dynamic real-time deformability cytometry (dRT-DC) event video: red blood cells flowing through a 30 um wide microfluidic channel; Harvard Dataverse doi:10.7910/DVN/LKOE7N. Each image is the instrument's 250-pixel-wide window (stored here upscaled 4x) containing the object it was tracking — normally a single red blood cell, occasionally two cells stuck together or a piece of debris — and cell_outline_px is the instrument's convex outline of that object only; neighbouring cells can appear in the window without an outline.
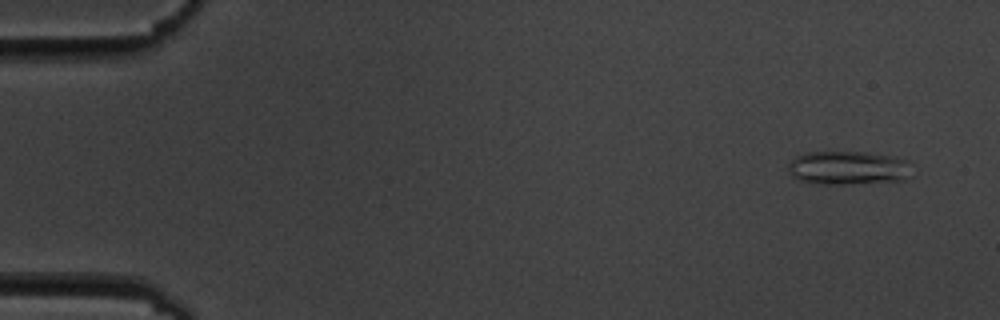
{"species": "common noctule bat (a hibernating species)", "species_latin": "Nyctalus noctula", "temperature_condition": "cold", "stored_images_in_passage": 4, "camera_frame_rate_fps": 3000, "um_per_image_px": 0.085, "animal": {"sex": "male", "body_mass_g": 19.5, "forearm_length_mm": 54.6}, "frame": {"image": 1, "passage_image": 1, "time_ms": 0.0, "image_size_px": [1000, 320], "cell_outline_px": [[912, 176], [904, 180], [844, 184], [820, 184], [800, 180], [792, 176], [788, 168], [788, 164], [796, 156], [808, 152], [864, 152], [896, 156], [908, 160]], "centroid_in_image_um": [72.13, 14.26], "position_along_channel_um": 12.9, "area_um2": 24.39}}
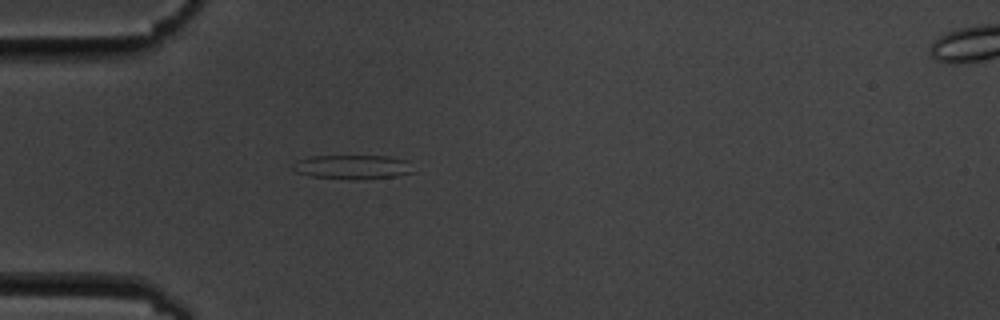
{"frame": {"image": 2, "passage_image": 4, "time_ms": 4.333, "image_size_px": [1000, 320], "cell_outline_px": [[416, 172], [396, 176], [356, 180], [308, 176], [296, 172], [292, 168], [292, 164], [296, 160], [312, 156], [388, 156], [408, 160]], "centroid_in_image_um": [29.98, 14.2], "position_along_channel_um": 55.0, "area_um2": 17.28}}